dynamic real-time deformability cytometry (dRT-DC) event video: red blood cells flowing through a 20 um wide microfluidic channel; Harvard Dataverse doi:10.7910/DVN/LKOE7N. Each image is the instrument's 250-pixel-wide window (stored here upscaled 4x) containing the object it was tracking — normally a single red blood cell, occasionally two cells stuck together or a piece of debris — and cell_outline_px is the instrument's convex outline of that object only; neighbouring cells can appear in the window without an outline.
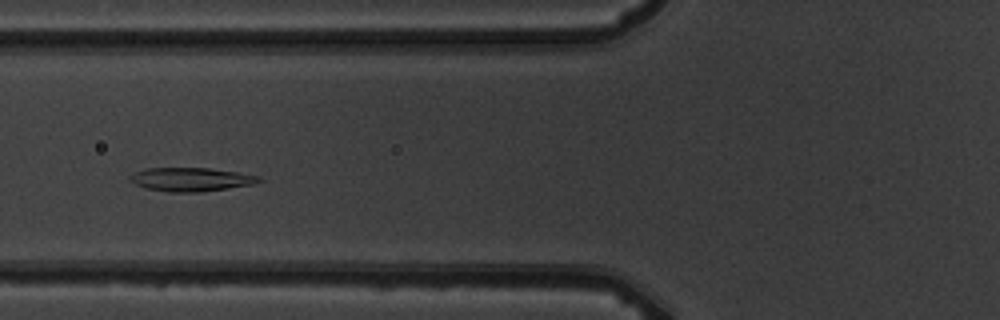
{"species": "common noctule bat (a hibernating species)", "species_latin": "Nyctalus noctula", "temperature_condition": "warm", "stored_images_in_passage": 7, "camera_frame_rate_fps": 3000, "um_per_image_px": 0.085, "animal": {"sex": "male", "body_mass_g": 19.5, "forearm_length_mm": 54.6}, "frame": {"image": 1, "passage_image": 7, "time_ms": 7.0, "image_size_px": [1000, 320], "cell_outline_px": [[264, 180], [252, 184], [228, 188], [200, 192], [168, 192], [144, 188], [128, 180], [128, 176], [132, 172], [144, 168], [208, 168], [236, 172], [260, 176]], "centroid_in_image_um": [16.17, 15.25], "position_along_channel_um": 109.6, "area_um2": 17.92}}